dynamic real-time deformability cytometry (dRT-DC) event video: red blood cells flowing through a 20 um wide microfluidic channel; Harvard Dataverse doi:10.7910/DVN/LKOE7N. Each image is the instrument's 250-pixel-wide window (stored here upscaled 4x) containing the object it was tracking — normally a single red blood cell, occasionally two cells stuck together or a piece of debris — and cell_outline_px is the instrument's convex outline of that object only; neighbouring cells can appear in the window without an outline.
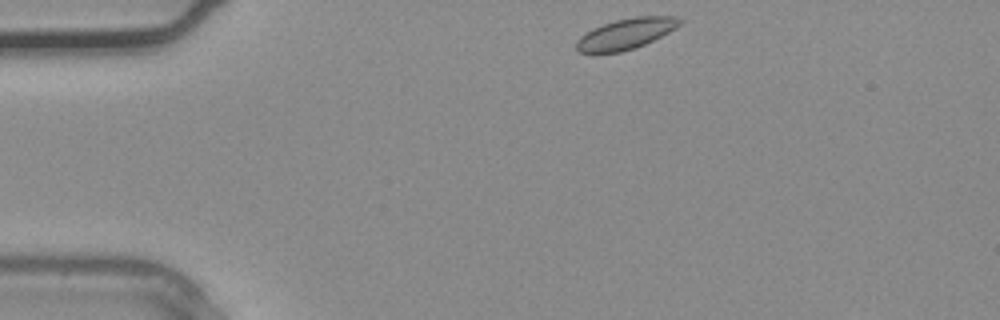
{"species": "common noctule bat (a hibernating species)", "species_latin": "Nyctalus noctula", "temperature_condition": "warm", "stored_images_in_passage": 6, "camera_frame_rate_fps": 3000, "um_per_image_px": 0.085, "animal": {"sex": "male", "body_mass_g": 20.4}, "frame": {"image": 1, "passage_image": 1, "time_ms": 0.0, "image_size_px": [1000, 320], "cell_outline_px": [[684, 20], [676, 28], [644, 44], [620, 52], [596, 56], [592, 56], [580, 52], [576, 48], [576, 40], [580, 36], [592, 28], [616, 20], [636, 16], [676, 16]], "centroid_in_image_um": [53.13, 2.91], "position_along_channel_um": 31.9, "area_um2": 18.84}}